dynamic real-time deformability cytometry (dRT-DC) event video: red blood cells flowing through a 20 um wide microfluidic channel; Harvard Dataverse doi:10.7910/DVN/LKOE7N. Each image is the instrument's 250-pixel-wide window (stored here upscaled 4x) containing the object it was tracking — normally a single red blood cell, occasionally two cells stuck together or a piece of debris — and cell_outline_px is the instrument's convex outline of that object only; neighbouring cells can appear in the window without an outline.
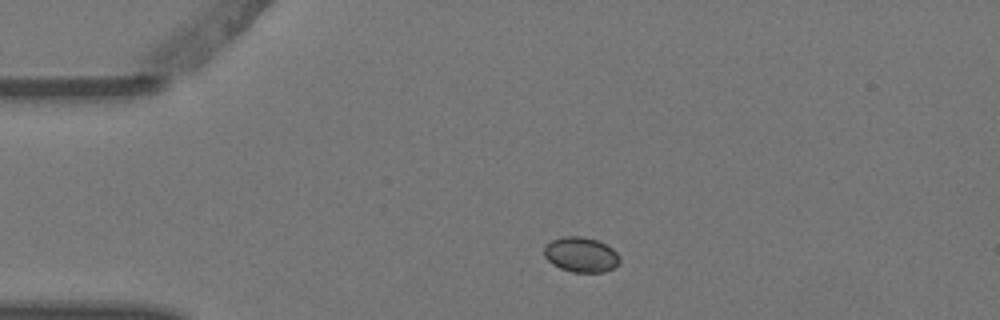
{"species": "Egyptian fruit bat (a non-hibernating species)", "species_latin": "Rousettus aegyptiacus", "temperature_condition": "warm", "stored_images_in_passage": 3, "camera_frame_rate_fps": 3000, "um_per_image_px": 0.085, "animal": {"sex": "female"}, "frame": {"image": 1, "passage_image": 1, "time_ms": 0.0, "image_size_px": [1000, 320], "cell_outline_px": [[620, 260], [612, 268], [604, 272], [572, 272], [560, 268], [552, 264], [544, 256], [544, 244], [552, 240], [564, 236], [584, 236], [596, 240], [612, 248], [620, 256]], "centroid_in_image_um": [49.35, 21.64], "position_along_channel_um": 35.6, "area_um2": 15.43}}
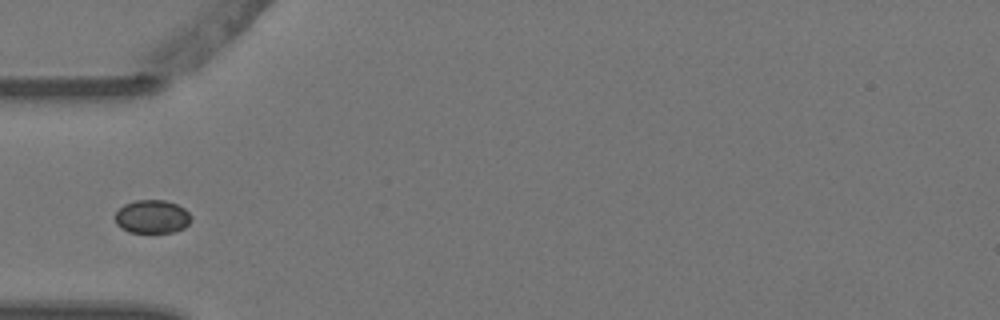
{"frame": {"image": 2, "passage_image": 3, "time_ms": 0.667, "image_size_px": [1000, 320], "cell_outline_px": [[192, 220], [184, 228], [176, 232], [152, 236], [128, 232], [120, 228], [116, 224], [112, 216], [124, 204], [136, 200], [164, 200], [176, 204], [184, 208], [192, 216]], "centroid_in_image_um": [12.91, 18.48], "position_along_channel_um": 72.1, "area_um2": 15.72}}